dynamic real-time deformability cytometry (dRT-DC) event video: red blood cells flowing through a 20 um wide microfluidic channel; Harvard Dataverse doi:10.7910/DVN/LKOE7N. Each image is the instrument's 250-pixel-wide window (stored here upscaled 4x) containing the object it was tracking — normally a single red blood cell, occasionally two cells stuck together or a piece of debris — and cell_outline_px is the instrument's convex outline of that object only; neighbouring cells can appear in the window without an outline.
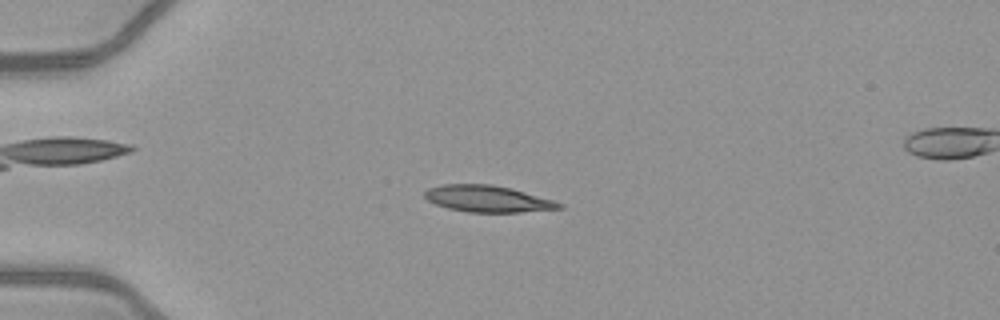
{"species": "common noctule bat (a hibernating species)", "species_latin": "Nyctalus noctula", "temperature_condition": "warm", "stored_images_in_passage": 50, "camera_frame_rate_fps": 3000, "um_per_image_px": 0.085, "animal": {"sex": "female", "body_mass_g": 21.9}, "frame": {"image": 1, "passage_image": 13, "time_ms": 4.0, "image_size_px": [1000, 320], "cell_outline_px": [[564, 208], [520, 212], [468, 212], [448, 208], [436, 204], [428, 200], [424, 196], [424, 192], [428, 188], [440, 184], [492, 184], [512, 188], [552, 200], [564, 204]], "centroid_in_image_um": [41.44, 16.89], "position_along_channel_um": 43.6, "area_um2": 20.81}}
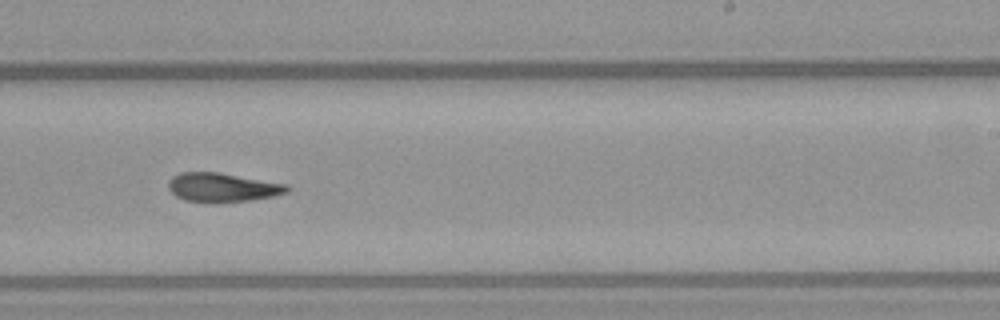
{"frame": {"image": 2, "passage_image": 32, "time_ms": 10.333, "image_size_px": [1000, 320], "cell_outline_px": [[292, 188], [288, 192], [272, 196], [248, 200], [212, 204], [184, 200], [176, 196], [168, 188], [168, 180], [172, 176], [180, 172], [220, 172], [288, 184]], "centroid_in_image_um": [18.9, 15.93], "position_along_channel_um": 270.1, "area_um2": 20.46}}
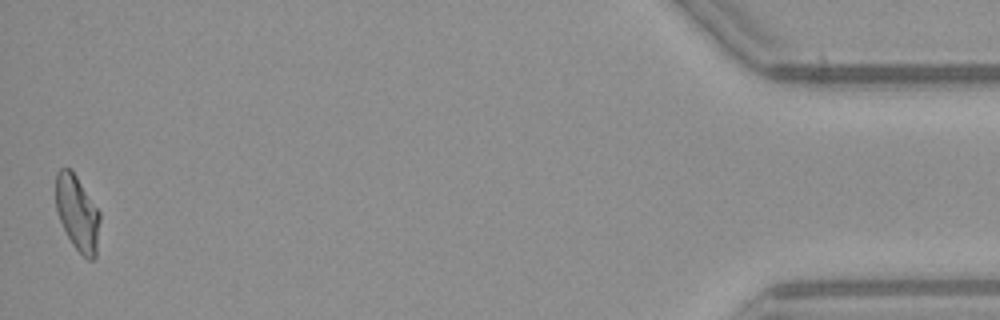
{"frame": {"image": 3, "passage_image": 50, "time_ms": 16.333, "image_size_px": [1000, 320], "cell_outline_px": [[100, 220], [96, 256], [92, 260], [88, 260], [72, 244], [60, 220], [56, 208], [56, 172], [60, 168], [72, 168], [100, 212]], "centroid_in_image_um": [6.58, 18.08], "position_along_channel_um": 428.6, "area_um2": 19.36}, "authors_computed_cell_mechanics": {"area_um2": 20.1144, "velocity_mm_per_s": 4.0923, "shape_relaxation_time_tau1_ms": null, "shape_relaxation_time_tau2_ms": 5.6456, "deformation_change_tau1": null, "deformation_change_tau2": 0.1535}}